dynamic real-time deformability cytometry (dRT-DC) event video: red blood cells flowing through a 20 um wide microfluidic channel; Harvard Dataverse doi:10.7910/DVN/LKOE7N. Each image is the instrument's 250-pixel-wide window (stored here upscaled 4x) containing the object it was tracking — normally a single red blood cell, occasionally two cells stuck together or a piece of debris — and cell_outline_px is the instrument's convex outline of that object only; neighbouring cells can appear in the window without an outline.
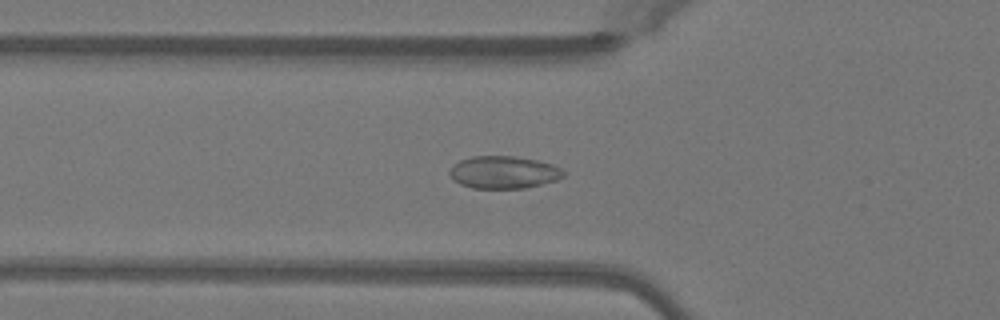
{"species": "Egyptian fruit bat (a non-hibernating species)", "species_latin": "Rousettus aegyptiacus", "temperature_condition": "warm", "stored_images_in_passage": 34, "camera_frame_rate_fps": 3000, "um_per_image_px": 0.085, "animal": {"sex": "female"}, "frame": {"image": 1, "passage_image": 2, "time_ms": 0.333, "image_size_px": [1000, 320], "cell_outline_px": [[568, 172], [564, 176], [556, 180], [524, 188], [472, 188], [460, 184], [452, 180], [448, 172], [452, 164], [460, 160], [472, 156], [516, 156], [536, 160], [552, 164]], "centroid_in_image_um": [42.78, 14.64], "position_along_channel_um": 83.0, "area_um2": 21.73}}
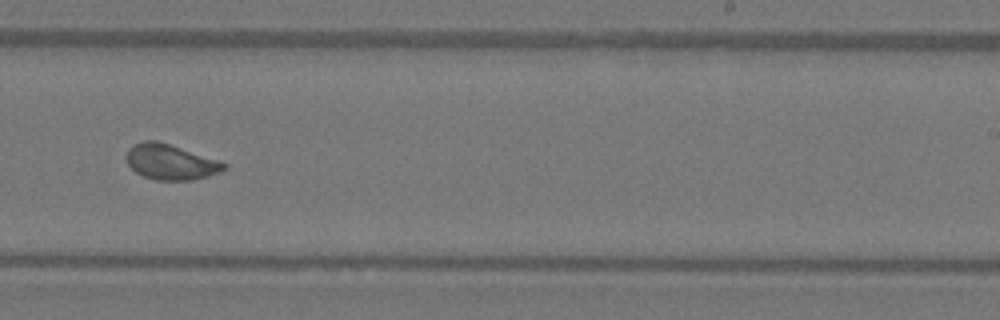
{"frame": {"image": 2, "passage_image": 16, "time_ms": 5.0, "image_size_px": [1000, 320], "cell_outline_px": [[228, 168], [220, 172], [208, 176], [192, 180], [156, 180], [144, 176], [136, 172], [128, 164], [128, 148], [132, 144], [144, 140], [156, 140], [220, 160], [228, 164]], "centroid_in_image_um": [14.54, 13.76], "position_along_channel_um": 274.5, "area_um2": 20.11}}
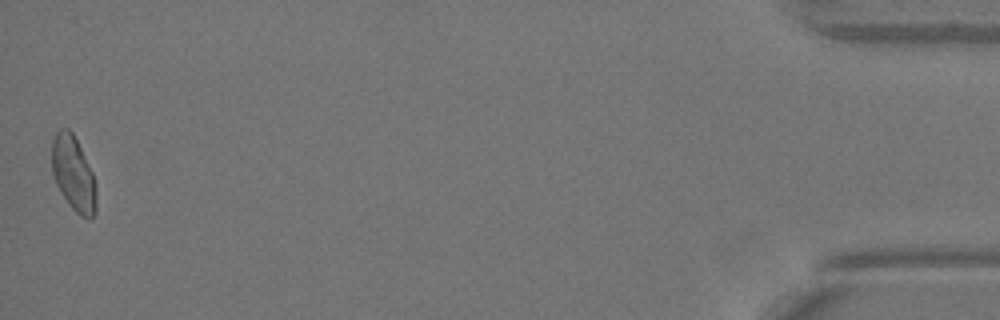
{"frame": {"image": 3, "passage_image": 34, "time_ms": 11.0, "image_size_px": [1000, 320], "cell_outline_px": [[96, 212], [88, 220], [80, 216], [68, 204], [60, 192], [56, 184], [52, 172], [52, 140], [56, 132], [60, 128], [68, 128], [72, 132], [92, 172], [96, 184]], "centroid_in_image_um": [6.24, 14.79], "position_along_channel_um": 429.0, "area_um2": 19.36}, "authors_computed_cell_mechanics": {"area_um2": 19.8543, "velocity_mm_per_s": 4.1013, "shape_relaxation_time_tau1_ms": 8.3943, "shape_relaxation_time_tau2_ms": null, "deformation_change_tau1": 0.1294, "deformation_change_tau2": null}}